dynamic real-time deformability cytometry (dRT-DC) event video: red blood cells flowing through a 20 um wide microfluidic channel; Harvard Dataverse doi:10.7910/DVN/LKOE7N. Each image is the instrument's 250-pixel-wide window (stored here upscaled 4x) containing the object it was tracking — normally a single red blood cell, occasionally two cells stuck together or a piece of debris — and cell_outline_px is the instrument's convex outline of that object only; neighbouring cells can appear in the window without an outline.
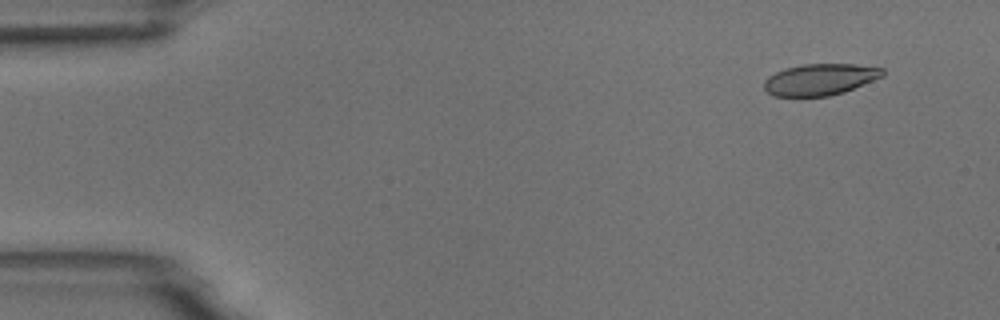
{"species": "common noctule bat (a hibernating species)", "species_latin": "Nyctalus noctula", "temperature_condition": "room temperature", "stored_images_in_passage": 8, "camera_frame_rate_fps": 3000, "um_per_image_px": 0.085, "animal": {"sex": "male", "body_mass_g": 18.8}, "frame": {"image": 1, "passage_image": 2, "time_ms": 1.333, "image_size_px": [1000, 320], "cell_outline_px": [[884, 76], [844, 92], [828, 96], [772, 96], [764, 88], [764, 80], [768, 76], [784, 68], [804, 64], [856, 64], [884, 68]], "centroid_in_image_um": [69.7, 6.75], "position_along_channel_um": 15.3, "area_um2": 21.79}}
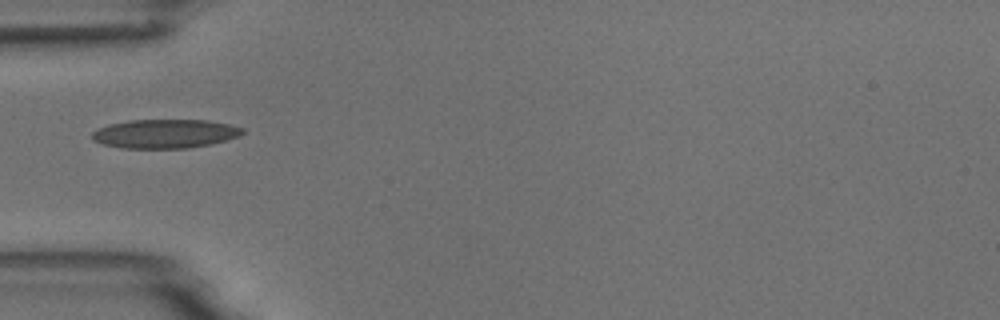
{"frame": {"image": 2, "passage_image": 5, "time_ms": 5.667, "image_size_px": [1000, 320], "cell_outline_px": [[244, 132], [240, 136], [208, 144], [188, 148], [120, 148], [104, 144], [92, 140], [92, 132], [96, 128], [108, 124], [128, 120], [208, 120], [228, 124], [244, 128]], "centroid_in_image_um": [13.98, 11.36], "position_along_channel_um": 71.0, "area_um2": 25.37}}